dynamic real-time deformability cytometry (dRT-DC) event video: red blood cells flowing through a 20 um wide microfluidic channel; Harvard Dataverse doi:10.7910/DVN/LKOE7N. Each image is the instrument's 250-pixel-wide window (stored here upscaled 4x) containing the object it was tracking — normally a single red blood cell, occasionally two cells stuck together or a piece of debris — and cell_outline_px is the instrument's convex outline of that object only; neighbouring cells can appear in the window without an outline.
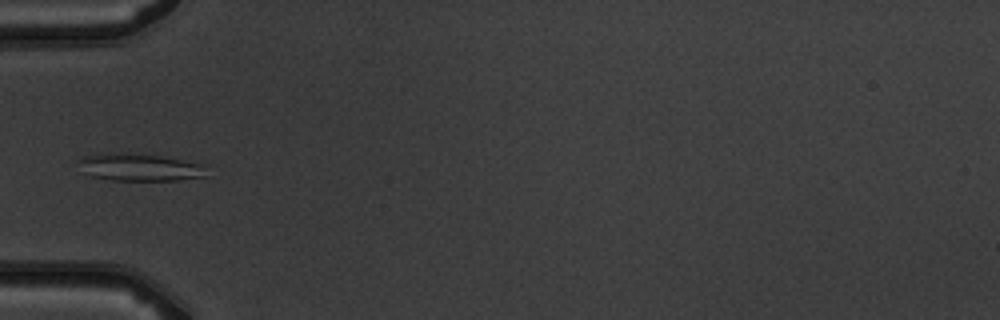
{"species": "common noctule bat (a hibernating species)", "species_latin": "Nyctalus noctula", "temperature_condition": "warm", "stored_images_in_passage": 5, "camera_frame_rate_fps": 3000, "um_per_image_px": 0.085, "animal": {"sex": "male", "body_mass_g": 19.5, "forearm_length_mm": 54.6}, "frame": {"image": 1, "passage_image": 5, "time_ms": 5.667, "image_size_px": [1000, 320], "cell_outline_px": [[204, 176], [176, 180], [112, 180], [92, 176], [84, 172], [76, 160], [84, 156], [100, 152], [108, 152], [160, 156], [204, 164]], "centroid_in_image_um": [11.78, 14.21], "position_along_channel_um": 73.2, "area_um2": 20.17}}